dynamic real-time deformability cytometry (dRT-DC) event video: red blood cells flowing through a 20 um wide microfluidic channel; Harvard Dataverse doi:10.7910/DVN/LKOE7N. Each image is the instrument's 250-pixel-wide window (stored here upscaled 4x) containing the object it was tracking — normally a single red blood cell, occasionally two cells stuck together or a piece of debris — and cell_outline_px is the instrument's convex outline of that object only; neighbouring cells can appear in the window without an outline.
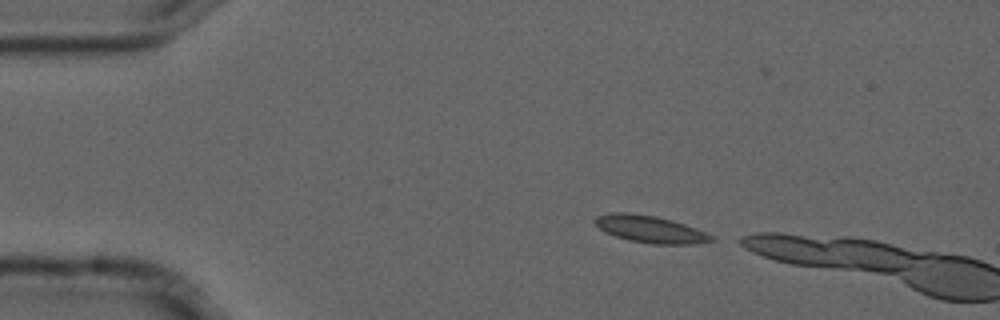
{"species": "common noctule bat (a hibernating species)", "species_latin": "Nyctalus noctula", "temperature_condition": "cold", "stored_images_in_passage": 2, "camera_frame_rate_fps": 3000, "um_per_image_px": 0.085, "animal": {"sex": "male", "forearm_length_mm": 52.5}, "frame": {"image": 1, "passage_image": 1, "time_ms": 0.0, "image_size_px": [1000, 320], "cell_outline_px": [[716, 240], [692, 244], [652, 244], [628, 240], [604, 232], [592, 220], [596, 216], [612, 212], [628, 212], [656, 216], [672, 220], [696, 228], [716, 236]], "centroid_in_image_um": [55.28, 19.48], "position_along_channel_um": 29.7, "area_um2": 18.55}}